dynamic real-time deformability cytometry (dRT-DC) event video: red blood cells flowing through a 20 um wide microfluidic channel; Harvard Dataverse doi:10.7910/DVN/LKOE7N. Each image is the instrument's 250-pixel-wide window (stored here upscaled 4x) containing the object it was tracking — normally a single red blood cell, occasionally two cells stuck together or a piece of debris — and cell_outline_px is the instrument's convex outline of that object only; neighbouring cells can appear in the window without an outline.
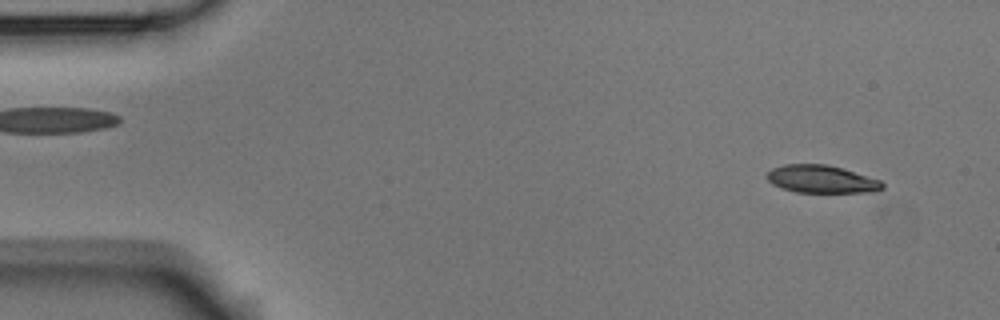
{"species": "Egyptian fruit bat (a non-hibernating species)", "species_latin": "Rousettus aegyptiacus", "temperature_condition": "room temperature", "stored_images_in_passage": 4, "camera_frame_rate_fps": 3000, "um_per_image_px": 0.085, "animal": {"sex": "male"}, "frame": {"image": 1, "passage_image": 1, "time_ms": 0.0, "image_size_px": [1000, 320], "cell_outline_px": [[884, 188], [876, 192], [796, 192], [780, 188], [772, 184], [764, 176], [772, 168], [784, 164], [828, 164], [880, 180], [884, 184]], "centroid_in_image_um": [69.8, 15.23], "position_along_channel_um": 15.2, "area_um2": 18.73}}